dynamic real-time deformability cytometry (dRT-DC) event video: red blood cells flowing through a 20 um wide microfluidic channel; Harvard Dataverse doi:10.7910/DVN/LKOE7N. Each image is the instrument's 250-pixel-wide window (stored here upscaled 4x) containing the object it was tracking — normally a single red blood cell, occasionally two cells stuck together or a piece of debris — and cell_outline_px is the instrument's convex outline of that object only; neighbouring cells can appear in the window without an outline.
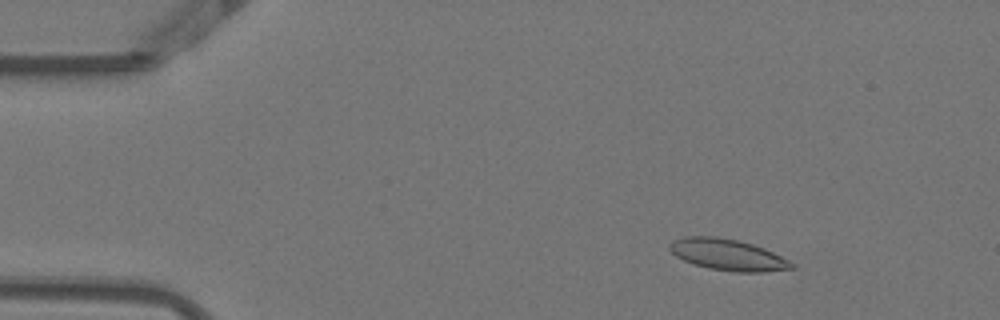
{"species": "Egyptian fruit bat (a non-hibernating species)", "species_latin": "Rousettus aegyptiacus", "temperature_condition": "warm", "stored_images_in_passage": 47, "camera_frame_rate_fps": 3000, "um_per_image_px": 0.085, "animal": {"sex": "female"}, "frame": {"image": 1, "passage_image": 2, "time_ms": 0.333, "image_size_px": [1000, 320], "cell_outline_px": [[784, 268], [716, 268], [700, 264], [688, 260], [680, 256], [676, 252], [688, 240], [728, 240], [748, 244], [760, 248], [776, 256], [780, 260]], "centroid_in_image_um": [61.88, 21.66], "position_along_channel_um": 23.1, "area_um2": 16.18}}
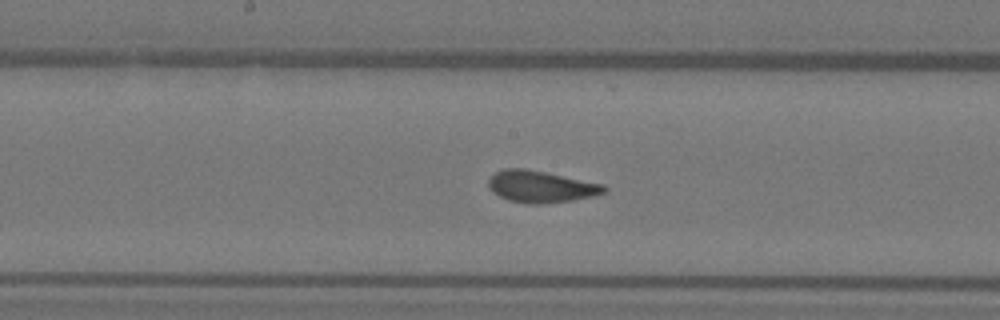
{"frame": {"image": 2, "passage_image": 22, "time_ms": 7.0, "image_size_px": [1000, 320], "cell_outline_px": [[604, 188], [600, 192], [580, 196], [556, 200], [516, 200], [504, 196], [496, 192], [492, 188], [492, 180], [500, 172], [532, 172], [556, 176], [592, 184]], "centroid_in_image_um": [45.9, 15.86], "position_along_channel_um": 202.3, "area_um2": 16.47}}
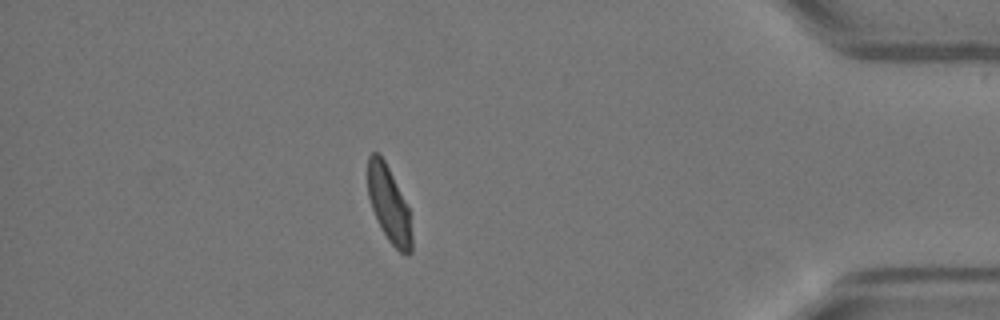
{"frame": {"image": 3, "passage_image": 41, "time_ms": 13.333, "image_size_px": [1000, 320], "cell_outline_px": [[408, 252], [404, 252], [396, 248], [384, 232], [376, 216], [368, 192], [368, 160], [372, 152], [376, 152], [380, 156], [408, 208]], "centroid_in_image_um": [32.97, 17.26], "position_along_channel_um": 402.2, "area_um2": 17.11}, "authors_computed_cell_mechanics": {"area_um2": 17.2822, "velocity_mm_per_s": 3.8418, "shape_relaxation_time_tau1_ms": null, "shape_relaxation_time_tau2_ms": 0.9851, "deformation_change_tau1": null, "deformation_change_tau2": 0.0784}}